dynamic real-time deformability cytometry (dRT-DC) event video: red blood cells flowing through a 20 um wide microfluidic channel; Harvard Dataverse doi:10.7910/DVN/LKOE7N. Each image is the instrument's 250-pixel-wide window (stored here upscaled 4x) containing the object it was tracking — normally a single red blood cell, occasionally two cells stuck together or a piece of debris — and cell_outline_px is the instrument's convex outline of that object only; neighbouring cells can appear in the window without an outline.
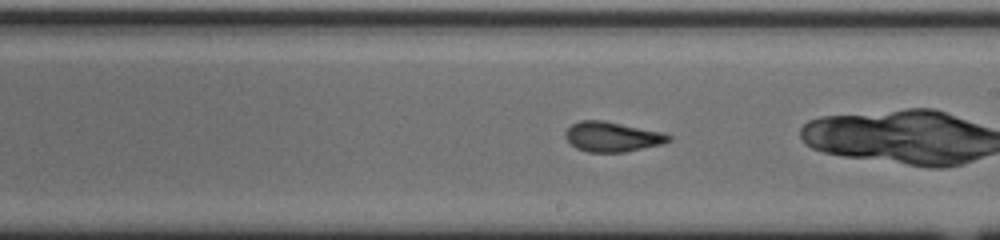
{"species": "common noctule bat (a hibernating species)", "species_latin": "Nyctalus noctula", "temperature_condition": "cold", "stored_images_in_passage": 50, "camera_frame_rate_fps": 3000, "um_per_image_px": 0.085, "animal": {"sex": "male", "body_mass_g": 20.0, "forearm_length_mm": 53.3}, "frame": {"image": 1, "passage_image": 25, "time_ms": 8.0, "image_size_px": [1000, 240], "cell_outline_px": [[672, 140], [664, 144], [624, 152], [588, 152], [576, 148], [564, 136], [564, 132], [572, 124], [580, 120], [604, 120], [664, 132], [672, 136]], "centroid_in_image_um": [52.08, 11.62], "position_along_channel_um": 236.9, "area_um2": 18.21}, "authors_computed_cell_mechanics": {"area_um2": 19.0451, "velocity_mm_per_s": 3.7427, "shape_relaxation_time_tau1_ms": 6.6233, "shape_relaxation_time_tau2_ms": 1.9693, "deformation_change_tau1": 0.1829, "deformation_change_tau2": 0.0811}}